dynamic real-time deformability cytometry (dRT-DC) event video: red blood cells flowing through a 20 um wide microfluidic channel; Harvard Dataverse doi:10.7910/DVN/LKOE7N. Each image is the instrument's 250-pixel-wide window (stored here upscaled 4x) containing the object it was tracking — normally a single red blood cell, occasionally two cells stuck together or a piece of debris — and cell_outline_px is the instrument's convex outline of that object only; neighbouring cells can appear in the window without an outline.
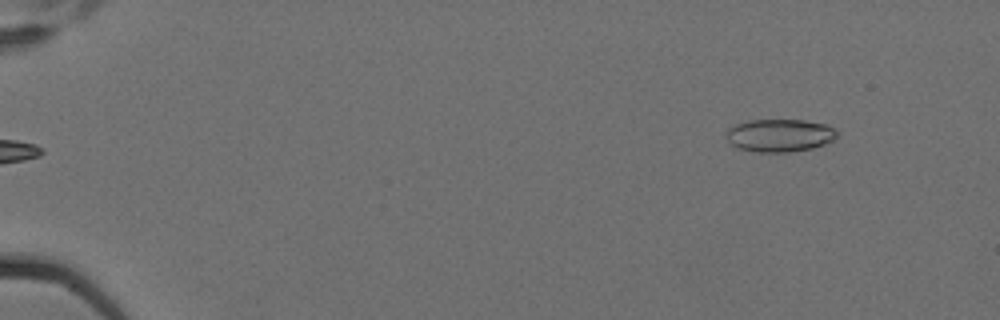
{"species": "Egyptian fruit bat (a non-hibernating species)", "species_latin": "Rousettus aegyptiacus", "temperature_condition": "cold", "stored_images_in_passage": 7, "camera_frame_rate_fps": 3000, "um_per_image_px": 0.085, "animal": {"sex": "female"}, "frame": {"image": 1, "passage_image": 7, "time_ms": 2.0, "image_size_px": [1000, 320], "cell_outline_px": [[836, 136], [832, 140], [824, 144], [812, 148], [788, 152], [756, 152], [736, 148], [728, 140], [724, 132], [728, 128], [736, 124], [748, 120], [804, 120], [828, 124], [836, 128]], "centroid_in_image_um": [66.25, 11.5], "position_along_channel_um": 18.8, "area_um2": 21.33}}